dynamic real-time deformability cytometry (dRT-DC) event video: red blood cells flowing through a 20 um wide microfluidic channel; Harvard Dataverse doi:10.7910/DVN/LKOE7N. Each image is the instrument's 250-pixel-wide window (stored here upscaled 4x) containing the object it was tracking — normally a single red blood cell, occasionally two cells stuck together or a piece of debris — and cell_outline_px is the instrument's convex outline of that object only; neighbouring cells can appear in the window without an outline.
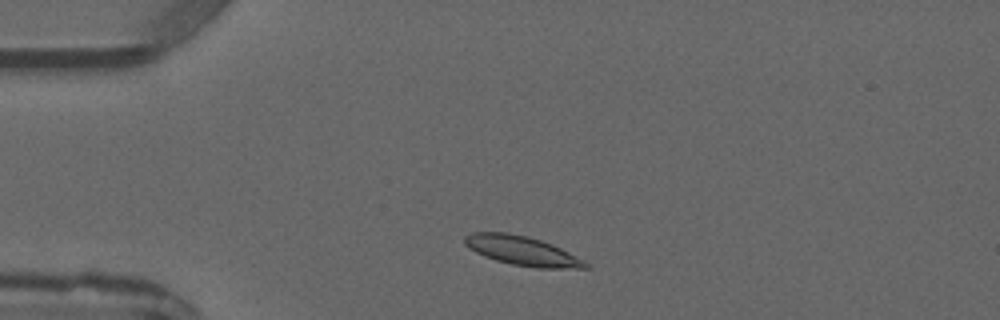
{"species": "common noctule bat (a hibernating species)", "species_latin": "Nyctalus noctula", "temperature_condition": "warm", "stored_images_in_passage": 2, "camera_frame_rate_fps": 3000, "um_per_image_px": 0.085, "animal": {"sex": "male", "forearm_length_mm": 52.5}, "frame": {"image": 1, "passage_image": 2, "time_ms": 1.0, "image_size_px": [1000, 320], "cell_outline_px": [[588, 268], [536, 268], [512, 264], [496, 260], [484, 256], [468, 248], [464, 244], [464, 236], [472, 232], [508, 232], [528, 236], [552, 244], [584, 260], [588, 264]], "centroid_in_image_um": [44.34, 21.3], "position_along_channel_um": 40.7, "area_um2": 20.58}}